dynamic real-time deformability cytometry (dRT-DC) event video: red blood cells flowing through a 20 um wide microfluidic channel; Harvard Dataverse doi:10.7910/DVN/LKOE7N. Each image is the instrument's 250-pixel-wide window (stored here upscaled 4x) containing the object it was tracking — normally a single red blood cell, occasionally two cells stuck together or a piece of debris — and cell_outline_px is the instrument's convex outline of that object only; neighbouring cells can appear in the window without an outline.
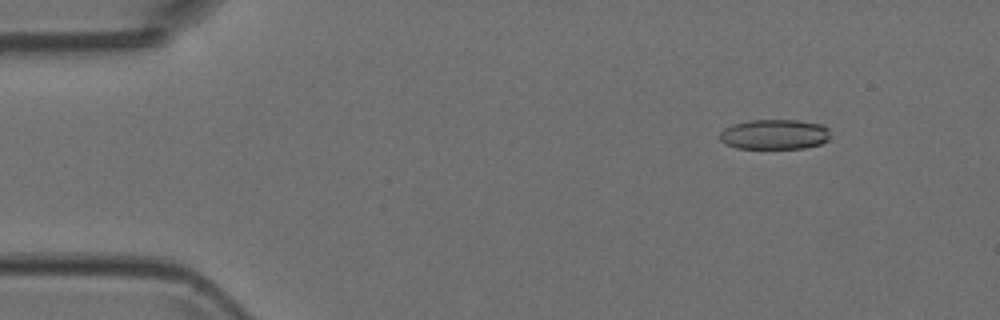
{"species": "Egyptian fruit bat (a non-hibernating species)", "species_latin": "Rousettus aegyptiacus", "temperature_condition": "room temperature", "stored_images_in_passage": 51, "camera_frame_rate_fps": 3000, "um_per_image_px": 0.085, "animal": {"sex": "female"}, "frame": {"image": 1, "passage_image": 6, "time_ms": 1.667, "image_size_px": [1000, 320], "cell_outline_px": [[828, 140], [820, 144], [804, 148], [736, 148], [724, 144], [720, 140], [720, 132], [724, 128], [732, 124], [748, 120], [796, 120], [820, 124], [828, 128]], "centroid_in_image_um": [65.79, 11.42], "position_along_channel_um": 19.2, "area_um2": 19.36}}
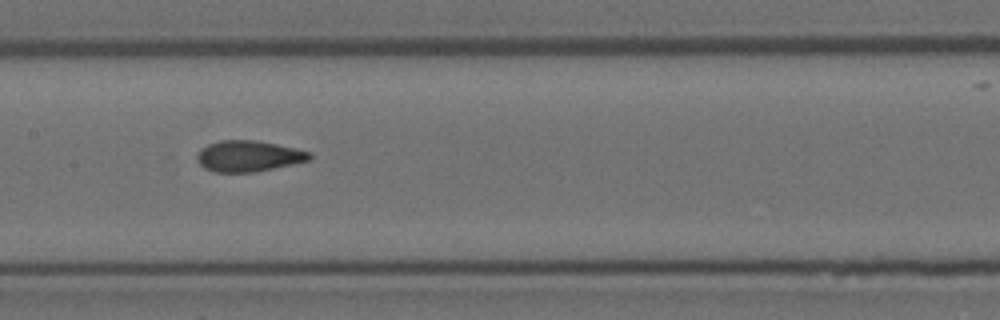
{"frame": {"image": 2, "passage_image": 25, "time_ms": 8.0, "image_size_px": [1000, 320], "cell_outline_px": [[312, 156], [308, 160], [256, 172], [212, 172], [204, 168], [196, 160], [196, 156], [200, 148], [208, 144], [220, 140], [256, 140], [276, 144], [312, 152]], "centroid_in_image_um": [21.07, 13.26], "position_along_channel_um": 186.3, "area_um2": 20.35}}
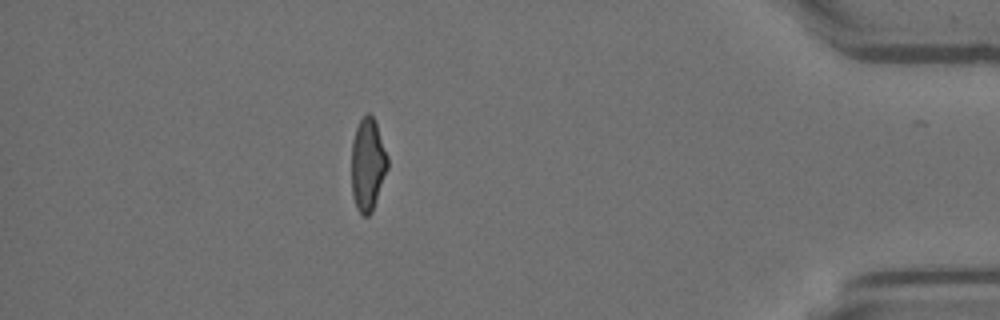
{"frame": {"image": 3, "passage_image": 45, "time_ms": 14.667, "image_size_px": [1000, 320], "cell_outline_px": [[388, 168], [372, 212], [368, 216], [364, 216], [356, 208], [352, 196], [352, 140], [356, 128], [360, 120], [368, 112], [376, 120], [388, 156]], "centroid_in_image_um": [31.27, 13.97], "position_along_channel_um": 403.9, "area_um2": 19.65}}